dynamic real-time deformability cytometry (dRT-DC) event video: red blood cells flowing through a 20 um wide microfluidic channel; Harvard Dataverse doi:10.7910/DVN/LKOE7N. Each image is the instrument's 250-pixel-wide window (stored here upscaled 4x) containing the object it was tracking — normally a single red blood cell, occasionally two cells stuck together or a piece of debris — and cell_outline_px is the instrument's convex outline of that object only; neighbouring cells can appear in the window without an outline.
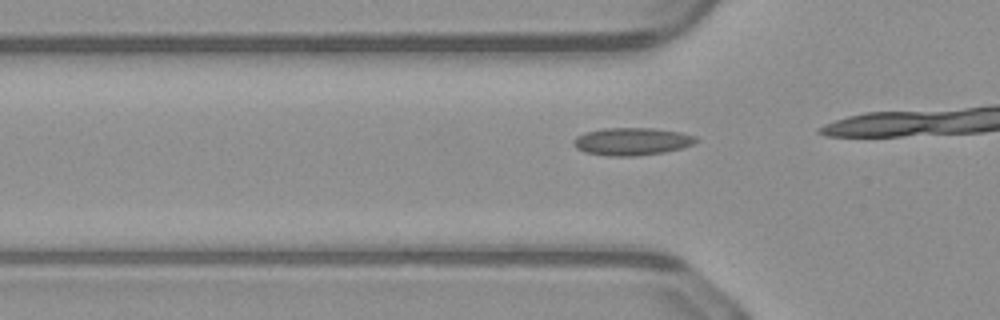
{"species": "common noctule bat (a hibernating species)", "species_latin": "Nyctalus noctula", "temperature_condition": "warm", "stored_images_in_passage": 11, "camera_frame_rate_fps": 3000, "um_per_image_px": 0.085, "animal": {"sex": "male", "body_mass_g": 23.1, "forearm_length_mm": 52.7}, "frame": {"image": 1, "passage_image": 7, "time_ms": 2.0, "image_size_px": [1000, 320], "cell_outline_px": [[700, 140], [692, 144], [680, 148], [664, 152], [636, 156], [608, 156], [584, 152], [576, 148], [572, 144], [572, 140], [576, 136], [584, 132], [604, 128], [652, 128], [680, 132], [696, 136]], "centroid_in_image_um": [53.67, 12.02], "position_along_channel_um": 72.1, "area_um2": 19.83}}
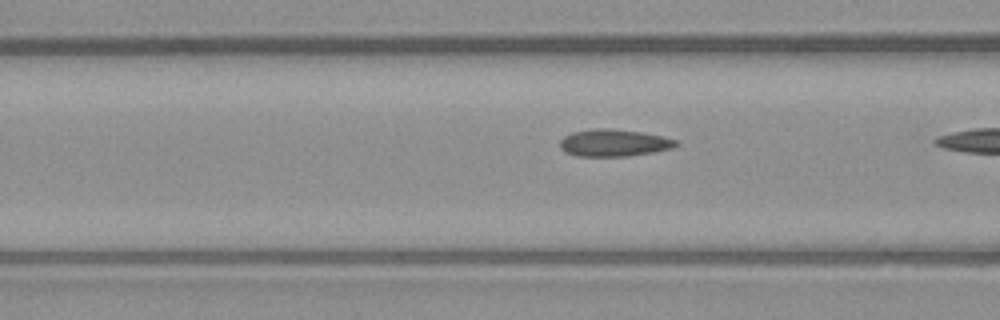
{"frame": {"image": 2, "passage_image": 10, "time_ms": 3.0, "image_size_px": [1000, 320], "cell_outline_px": [[680, 144], [672, 148], [652, 152], [628, 156], [576, 156], [564, 152], [560, 148], [560, 140], [564, 136], [572, 132], [596, 128], [612, 128], [640, 132], [660, 136], [676, 140]], "centroid_in_image_um": [52.14, 12.14], "position_along_channel_um": 114.5, "area_um2": 18.32}}